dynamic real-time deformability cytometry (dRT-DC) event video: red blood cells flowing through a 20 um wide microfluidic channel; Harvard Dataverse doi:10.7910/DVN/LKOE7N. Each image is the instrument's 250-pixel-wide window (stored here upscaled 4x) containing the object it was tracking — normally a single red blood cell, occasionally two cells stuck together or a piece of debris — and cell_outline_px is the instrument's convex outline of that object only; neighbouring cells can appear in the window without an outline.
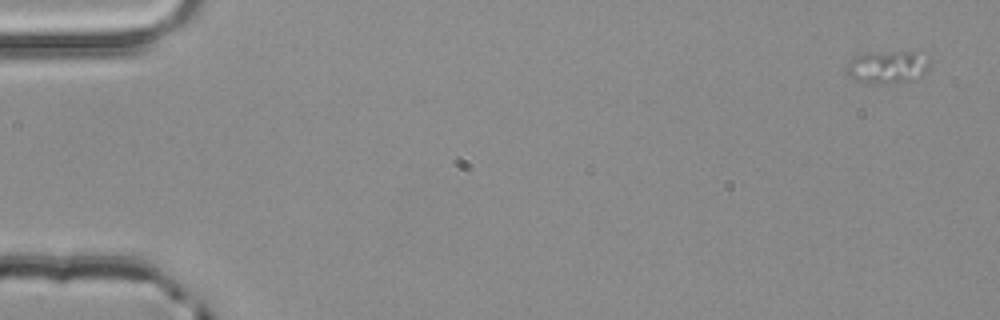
{"species": "common noctule bat (a hibernating species)", "species_latin": "Nyctalus noctula", "temperature_condition": "room temperature", "stored_images_in_passage": 4, "camera_frame_rate_fps": 3000, "um_per_image_px": 0.085, "animal": {"sex": "male", "body_mass_g": 20.4}, "frame": {"image": 1, "passage_image": 1, "time_ms": 0.0, "image_size_px": [1000, 320], "cell_outline_px": [[928, 64], [924, 72], [912, 80], [880, 84], [868, 84], [856, 80], [848, 76], [844, 68], [856, 56], [864, 52], [916, 52], [928, 60]], "centroid_in_image_um": [75.33, 5.71], "position_along_channel_um": 9.7, "area_um2": 15.61}}